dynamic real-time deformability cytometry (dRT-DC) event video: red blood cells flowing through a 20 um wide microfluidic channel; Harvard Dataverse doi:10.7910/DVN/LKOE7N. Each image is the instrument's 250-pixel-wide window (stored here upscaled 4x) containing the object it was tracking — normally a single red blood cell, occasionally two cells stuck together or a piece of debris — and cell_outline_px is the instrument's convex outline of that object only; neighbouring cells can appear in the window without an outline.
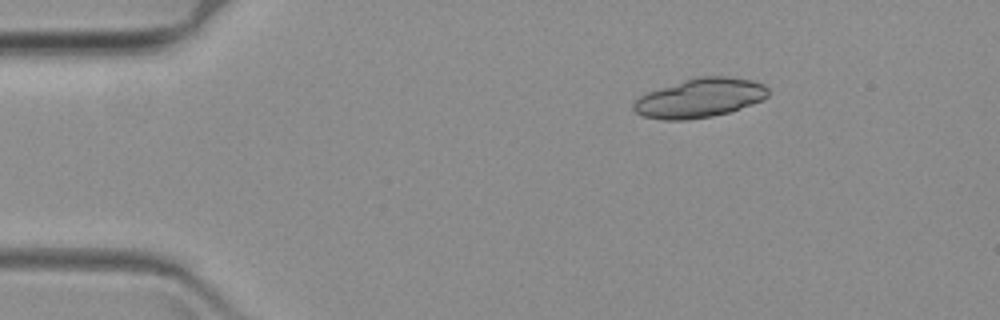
{"species": "common noctule bat (a hibernating species)", "species_latin": "Nyctalus noctula", "temperature_condition": "warm", "stored_images_in_passage": 53, "camera_frame_rate_fps": 3000, "um_per_image_px": 0.085, "animal": {"sex": "female", "body_mass_g": 19.3, "forearm_length_mm": 54.1}, "frame": {"image": 1, "passage_image": 1, "time_ms": 0.0, "image_size_px": [1000, 320], "cell_outline_px": [[768, 96], [764, 100], [728, 112], [712, 116], [688, 120], [664, 120], [644, 116], [636, 112], [632, 108], [632, 104], [640, 96], [648, 92], [684, 80], [700, 76], [728, 76], [752, 80], [764, 84], [768, 88]], "centroid_in_image_um": [59.51, 8.33], "position_along_channel_um": 25.5, "area_um2": 30.58}}